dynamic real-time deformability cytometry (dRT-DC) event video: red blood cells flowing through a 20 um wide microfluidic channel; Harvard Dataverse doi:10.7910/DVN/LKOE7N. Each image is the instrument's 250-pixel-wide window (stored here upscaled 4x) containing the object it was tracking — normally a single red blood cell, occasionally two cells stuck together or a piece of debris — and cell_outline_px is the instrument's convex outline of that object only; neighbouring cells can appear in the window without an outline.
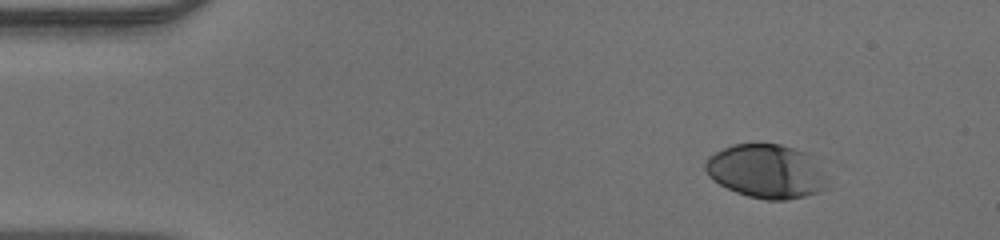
{"species": "human", "species_latin": "Homo sapiens", "temperature_condition": "warm", "stored_images_in_passage": 49, "camera_frame_rate_fps": 3000, "um_per_image_px": 0.085, "donor": {"sex": "male"}, "frame": {"image": 1, "passage_image": 5, "time_ms": 1.333, "image_size_px": [1000, 240], "cell_outline_px": [[828, 188], [804, 196], [788, 200], [768, 200], [748, 196], [736, 192], [712, 180], [708, 176], [704, 168], [704, 164], [708, 156], [732, 144], [780, 144], [804, 152], [824, 176]], "centroid_in_image_um": [65.05, 14.57], "position_along_channel_um": 19.9, "area_um2": 37.69}}
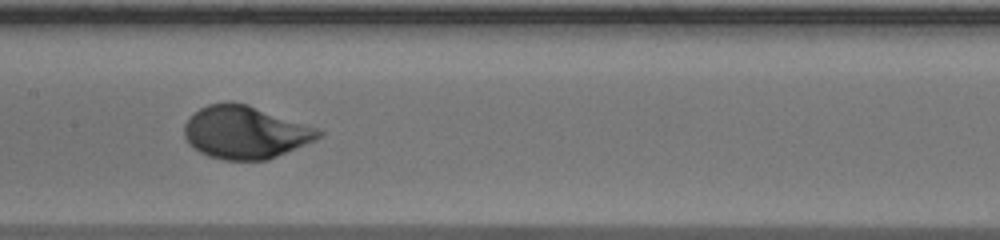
{"frame": {"image": 2, "passage_image": 24, "time_ms": 7.667, "image_size_px": [1000, 240], "cell_outline_px": [[324, 132], [320, 136], [304, 144], [268, 160], [224, 160], [208, 156], [200, 152], [188, 144], [184, 136], [184, 124], [200, 108], [208, 104], [228, 100], [248, 104], [316, 128]], "centroid_in_image_um": [20.79, 11.24], "position_along_channel_um": 186.6, "area_um2": 40.98}}
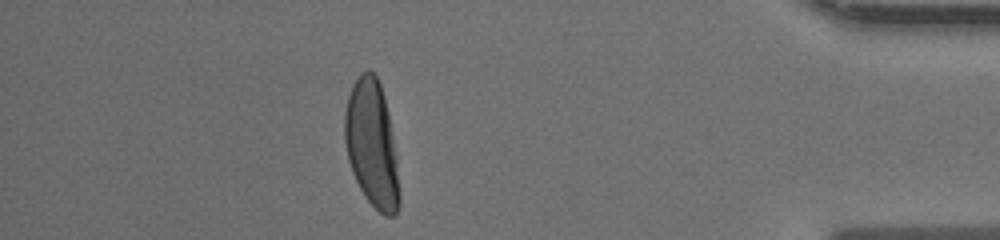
{"frame": {"image": 3, "passage_image": 43, "time_ms": 14.0, "image_size_px": [1000, 240], "cell_outline_px": [[400, 204], [396, 216], [384, 216], [364, 196], [352, 172], [348, 160], [344, 140], [344, 112], [348, 96], [352, 84], [360, 72], [368, 68], [376, 76], [380, 84], [384, 96], [388, 112], [396, 156], [400, 192]], "centroid_in_image_um": [31.6, 12.24], "position_along_channel_um": 403.6, "area_um2": 40.63}}